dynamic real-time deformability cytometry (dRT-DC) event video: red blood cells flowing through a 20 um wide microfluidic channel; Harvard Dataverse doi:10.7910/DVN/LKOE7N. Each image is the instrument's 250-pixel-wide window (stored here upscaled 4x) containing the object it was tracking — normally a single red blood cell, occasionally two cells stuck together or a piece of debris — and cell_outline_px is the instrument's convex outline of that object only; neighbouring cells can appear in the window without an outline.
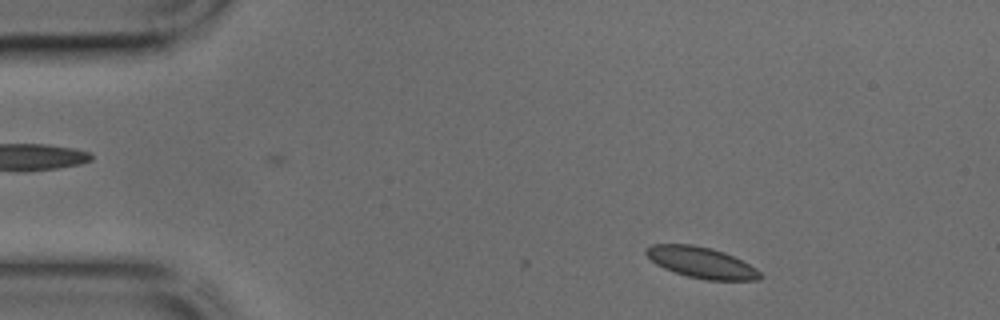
{"species": "common noctule bat (a hibernating species)", "species_latin": "Nyctalus noctula", "temperature_condition": "cold", "stored_images_in_passage": 4, "camera_frame_rate_fps": 3000, "um_per_image_px": 0.085, "animal": {"sex": "male", "body_mass_g": 17.9, "forearm_length_mm": 54.2}, "frame": {"image": 1, "passage_image": 4, "time_ms": 1.0, "image_size_px": [1000, 320], "cell_outline_px": [[764, 276], [756, 280], [704, 280], [688, 276], [664, 268], [656, 264], [644, 252], [644, 248], [652, 244], [692, 244], [712, 248], [724, 252], [756, 268]], "centroid_in_image_um": [59.6, 22.31], "position_along_channel_um": 25.4, "area_um2": 20.52}}